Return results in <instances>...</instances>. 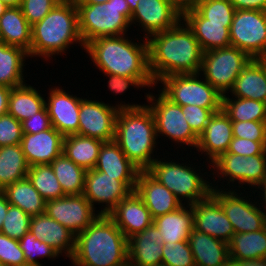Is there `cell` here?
Returning <instances> with one entry per match:
<instances>
[{"label": "cell", "mask_w": 266, "mask_h": 266, "mask_svg": "<svg viewBox=\"0 0 266 266\" xmlns=\"http://www.w3.org/2000/svg\"><path fill=\"white\" fill-rule=\"evenodd\" d=\"M147 43L148 67L155 84L174 74L200 73L204 51L183 19L171 29L150 35Z\"/></svg>", "instance_id": "1"}, {"label": "cell", "mask_w": 266, "mask_h": 266, "mask_svg": "<svg viewBox=\"0 0 266 266\" xmlns=\"http://www.w3.org/2000/svg\"><path fill=\"white\" fill-rule=\"evenodd\" d=\"M128 38L127 34L93 39L84 52L104 74L137 78L146 88L155 89L148 67L147 39L143 37V43H137Z\"/></svg>", "instance_id": "2"}, {"label": "cell", "mask_w": 266, "mask_h": 266, "mask_svg": "<svg viewBox=\"0 0 266 266\" xmlns=\"http://www.w3.org/2000/svg\"><path fill=\"white\" fill-rule=\"evenodd\" d=\"M73 266H127L128 239L109 215L100 214L75 236Z\"/></svg>", "instance_id": "3"}, {"label": "cell", "mask_w": 266, "mask_h": 266, "mask_svg": "<svg viewBox=\"0 0 266 266\" xmlns=\"http://www.w3.org/2000/svg\"><path fill=\"white\" fill-rule=\"evenodd\" d=\"M75 43L85 49L79 32L78 9L75 0H61L40 22L32 25L28 55L51 61L56 55L63 56Z\"/></svg>", "instance_id": "4"}, {"label": "cell", "mask_w": 266, "mask_h": 266, "mask_svg": "<svg viewBox=\"0 0 266 266\" xmlns=\"http://www.w3.org/2000/svg\"><path fill=\"white\" fill-rule=\"evenodd\" d=\"M156 124L152 111L145 104L132 109H119L116 118L115 141L127 158L141 171H146L157 159Z\"/></svg>", "instance_id": "5"}, {"label": "cell", "mask_w": 266, "mask_h": 266, "mask_svg": "<svg viewBox=\"0 0 266 266\" xmlns=\"http://www.w3.org/2000/svg\"><path fill=\"white\" fill-rule=\"evenodd\" d=\"M158 157L157 155V159L146 171L167 187L182 204L193 205L204 200L211 193V180L208 176L211 178L212 176L208 175L209 172H205V176L207 175L205 177L201 173V166L197 165L199 167L197 169L196 165L190 164L192 163L190 160H188L189 163L187 161L180 163L179 159L171 160L170 157V160L166 161V156L161 159Z\"/></svg>", "instance_id": "6"}, {"label": "cell", "mask_w": 266, "mask_h": 266, "mask_svg": "<svg viewBox=\"0 0 266 266\" xmlns=\"http://www.w3.org/2000/svg\"><path fill=\"white\" fill-rule=\"evenodd\" d=\"M76 6L79 32L84 45L100 37L126 35L131 29L132 12L126 0Z\"/></svg>", "instance_id": "7"}, {"label": "cell", "mask_w": 266, "mask_h": 266, "mask_svg": "<svg viewBox=\"0 0 266 266\" xmlns=\"http://www.w3.org/2000/svg\"><path fill=\"white\" fill-rule=\"evenodd\" d=\"M157 82L160 92L175 104L180 106L196 105L206 109H222V97L203 75L174 74Z\"/></svg>", "instance_id": "8"}, {"label": "cell", "mask_w": 266, "mask_h": 266, "mask_svg": "<svg viewBox=\"0 0 266 266\" xmlns=\"http://www.w3.org/2000/svg\"><path fill=\"white\" fill-rule=\"evenodd\" d=\"M251 60L237 47L213 49L204 52L200 74L220 94H229L236 78Z\"/></svg>", "instance_id": "9"}, {"label": "cell", "mask_w": 266, "mask_h": 266, "mask_svg": "<svg viewBox=\"0 0 266 266\" xmlns=\"http://www.w3.org/2000/svg\"><path fill=\"white\" fill-rule=\"evenodd\" d=\"M145 94L147 106L155 119L157 138H161L160 135L168 137L174 144H180L183 149H186L183 146L186 145L191 149L194 147L195 150L199 137L185 120L182 106L173 103L159 91L158 95L151 92Z\"/></svg>", "instance_id": "10"}, {"label": "cell", "mask_w": 266, "mask_h": 266, "mask_svg": "<svg viewBox=\"0 0 266 266\" xmlns=\"http://www.w3.org/2000/svg\"><path fill=\"white\" fill-rule=\"evenodd\" d=\"M117 102L118 104L114 106L104 101L83 97L79 110L78 135L92 137L103 142L115 140L116 118L119 109H132L145 105Z\"/></svg>", "instance_id": "11"}, {"label": "cell", "mask_w": 266, "mask_h": 266, "mask_svg": "<svg viewBox=\"0 0 266 266\" xmlns=\"http://www.w3.org/2000/svg\"><path fill=\"white\" fill-rule=\"evenodd\" d=\"M230 44L252 59L266 56V12L236 10L230 28Z\"/></svg>", "instance_id": "12"}, {"label": "cell", "mask_w": 266, "mask_h": 266, "mask_svg": "<svg viewBox=\"0 0 266 266\" xmlns=\"http://www.w3.org/2000/svg\"><path fill=\"white\" fill-rule=\"evenodd\" d=\"M236 189L223 190L212 188L211 194L218 200L228 220L232 223L235 234L255 232L266 226L265 215L259 208L258 201L250 200L251 193L247 197ZM248 198V199H247Z\"/></svg>", "instance_id": "13"}, {"label": "cell", "mask_w": 266, "mask_h": 266, "mask_svg": "<svg viewBox=\"0 0 266 266\" xmlns=\"http://www.w3.org/2000/svg\"><path fill=\"white\" fill-rule=\"evenodd\" d=\"M136 182H121L96 169L86 170L84 197L92 205H102L99 214L108 215L117 204L135 191ZM98 203V204H97Z\"/></svg>", "instance_id": "14"}, {"label": "cell", "mask_w": 266, "mask_h": 266, "mask_svg": "<svg viewBox=\"0 0 266 266\" xmlns=\"http://www.w3.org/2000/svg\"><path fill=\"white\" fill-rule=\"evenodd\" d=\"M45 213L75 236L84 231L100 215L83 194L65 195L46 201Z\"/></svg>", "instance_id": "15"}, {"label": "cell", "mask_w": 266, "mask_h": 266, "mask_svg": "<svg viewBox=\"0 0 266 266\" xmlns=\"http://www.w3.org/2000/svg\"><path fill=\"white\" fill-rule=\"evenodd\" d=\"M180 20L182 11L168 0H138L130 24L142 27L143 37L147 39L150 35L171 29Z\"/></svg>", "instance_id": "16"}, {"label": "cell", "mask_w": 266, "mask_h": 266, "mask_svg": "<svg viewBox=\"0 0 266 266\" xmlns=\"http://www.w3.org/2000/svg\"><path fill=\"white\" fill-rule=\"evenodd\" d=\"M63 87H50L48 97L45 100L52 127L64 137L78 134L79 110L82 97L66 92Z\"/></svg>", "instance_id": "17"}, {"label": "cell", "mask_w": 266, "mask_h": 266, "mask_svg": "<svg viewBox=\"0 0 266 266\" xmlns=\"http://www.w3.org/2000/svg\"><path fill=\"white\" fill-rule=\"evenodd\" d=\"M193 229L229 243L235 234L218 200L210 193L204 200L191 205Z\"/></svg>", "instance_id": "18"}, {"label": "cell", "mask_w": 266, "mask_h": 266, "mask_svg": "<svg viewBox=\"0 0 266 266\" xmlns=\"http://www.w3.org/2000/svg\"><path fill=\"white\" fill-rule=\"evenodd\" d=\"M233 139L232 121L221 109L215 112L199 136L196 151L206 155L209 165L220 155L227 152L229 144Z\"/></svg>", "instance_id": "19"}, {"label": "cell", "mask_w": 266, "mask_h": 266, "mask_svg": "<svg viewBox=\"0 0 266 266\" xmlns=\"http://www.w3.org/2000/svg\"><path fill=\"white\" fill-rule=\"evenodd\" d=\"M63 138L54 127L36 134L23 133L21 147L28 165L50 164L62 154Z\"/></svg>", "instance_id": "20"}, {"label": "cell", "mask_w": 266, "mask_h": 266, "mask_svg": "<svg viewBox=\"0 0 266 266\" xmlns=\"http://www.w3.org/2000/svg\"><path fill=\"white\" fill-rule=\"evenodd\" d=\"M135 192L143 200L153 219L175 211L183 205L167 187L160 184L147 171L139 172Z\"/></svg>", "instance_id": "21"}, {"label": "cell", "mask_w": 266, "mask_h": 266, "mask_svg": "<svg viewBox=\"0 0 266 266\" xmlns=\"http://www.w3.org/2000/svg\"><path fill=\"white\" fill-rule=\"evenodd\" d=\"M128 239L153 224L150 211L134 191L108 214Z\"/></svg>", "instance_id": "22"}, {"label": "cell", "mask_w": 266, "mask_h": 266, "mask_svg": "<svg viewBox=\"0 0 266 266\" xmlns=\"http://www.w3.org/2000/svg\"><path fill=\"white\" fill-rule=\"evenodd\" d=\"M163 247V237L157 226L152 224L128 238V265H161Z\"/></svg>", "instance_id": "23"}, {"label": "cell", "mask_w": 266, "mask_h": 266, "mask_svg": "<svg viewBox=\"0 0 266 266\" xmlns=\"http://www.w3.org/2000/svg\"><path fill=\"white\" fill-rule=\"evenodd\" d=\"M29 232L50 245L60 256L65 255L69 260L72 258L75 235L46 213L31 216Z\"/></svg>", "instance_id": "24"}, {"label": "cell", "mask_w": 266, "mask_h": 266, "mask_svg": "<svg viewBox=\"0 0 266 266\" xmlns=\"http://www.w3.org/2000/svg\"><path fill=\"white\" fill-rule=\"evenodd\" d=\"M182 19L192 29L204 52L231 46L230 29L225 24L206 23V19L194 7L184 10Z\"/></svg>", "instance_id": "25"}, {"label": "cell", "mask_w": 266, "mask_h": 266, "mask_svg": "<svg viewBox=\"0 0 266 266\" xmlns=\"http://www.w3.org/2000/svg\"><path fill=\"white\" fill-rule=\"evenodd\" d=\"M94 169L117 177L121 182H137L141 171L127 158L115 140L102 143Z\"/></svg>", "instance_id": "26"}, {"label": "cell", "mask_w": 266, "mask_h": 266, "mask_svg": "<svg viewBox=\"0 0 266 266\" xmlns=\"http://www.w3.org/2000/svg\"><path fill=\"white\" fill-rule=\"evenodd\" d=\"M230 95L266 102V62L252 59L236 78Z\"/></svg>", "instance_id": "27"}, {"label": "cell", "mask_w": 266, "mask_h": 266, "mask_svg": "<svg viewBox=\"0 0 266 266\" xmlns=\"http://www.w3.org/2000/svg\"><path fill=\"white\" fill-rule=\"evenodd\" d=\"M188 243L195 266H223L230 259L228 243L197 230H192Z\"/></svg>", "instance_id": "28"}, {"label": "cell", "mask_w": 266, "mask_h": 266, "mask_svg": "<svg viewBox=\"0 0 266 266\" xmlns=\"http://www.w3.org/2000/svg\"><path fill=\"white\" fill-rule=\"evenodd\" d=\"M163 237V243L188 241L193 230V211L191 205H182L175 211L153 219Z\"/></svg>", "instance_id": "29"}, {"label": "cell", "mask_w": 266, "mask_h": 266, "mask_svg": "<svg viewBox=\"0 0 266 266\" xmlns=\"http://www.w3.org/2000/svg\"><path fill=\"white\" fill-rule=\"evenodd\" d=\"M31 28L20 7H8L0 17V41L29 53Z\"/></svg>", "instance_id": "30"}, {"label": "cell", "mask_w": 266, "mask_h": 266, "mask_svg": "<svg viewBox=\"0 0 266 266\" xmlns=\"http://www.w3.org/2000/svg\"><path fill=\"white\" fill-rule=\"evenodd\" d=\"M27 59V51L0 41V85L16 88L26 84L24 67Z\"/></svg>", "instance_id": "31"}, {"label": "cell", "mask_w": 266, "mask_h": 266, "mask_svg": "<svg viewBox=\"0 0 266 266\" xmlns=\"http://www.w3.org/2000/svg\"><path fill=\"white\" fill-rule=\"evenodd\" d=\"M103 141L78 134L63 138L62 153L85 170L94 169Z\"/></svg>", "instance_id": "32"}, {"label": "cell", "mask_w": 266, "mask_h": 266, "mask_svg": "<svg viewBox=\"0 0 266 266\" xmlns=\"http://www.w3.org/2000/svg\"><path fill=\"white\" fill-rule=\"evenodd\" d=\"M45 107L40 90L30 84L12 88L9 95L8 114L22 122Z\"/></svg>", "instance_id": "33"}, {"label": "cell", "mask_w": 266, "mask_h": 266, "mask_svg": "<svg viewBox=\"0 0 266 266\" xmlns=\"http://www.w3.org/2000/svg\"><path fill=\"white\" fill-rule=\"evenodd\" d=\"M1 192L11 205L19 207L30 216L45 213L46 201L27 177L8 185Z\"/></svg>", "instance_id": "34"}, {"label": "cell", "mask_w": 266, "mask_h": 266, "mask_svg": "<svg viewBox=\"0 0 266 266\" xmlns=\"http://www.w3.org/2000/svg\"><path fill=\"white\" fill-rule=\"evenodd\" d=\"M228 246L230 258L236 261L266 258V226L259 231L234 234Z\"/></svg>", "instance_id": "35"}, {"label": "cell", "mask_w": 266, "mask_h": 266, "mask_svg": "<svg viewBox=\"0 0 266 266\" xmlns=\"http://www.w3.org/2000/svg\"><path fill=\"white\" fill-rule=\"evenodd\" d=\"M211 169L210 170V175H215L217 178L219 177L220 182L222 185L218 186L219 179L216 181V177L213 176L212 182H211V187L212 188H217V189H223L225 186H229L228 188H225V190H233V188L238 187V190L240 191L239 188H244L243 187V166H244V156L238 155V154H233V153H224L220 155L215 161H213L211 164ZM212 172V173H211ZM218 175V176H217ZM227 181V184L224 186V182ZM238 181V182H237ZM236 182L235 185L238 184V186H235L234 183ZM217 183V185H215ZM230 183L232 185H230ZM214 184V185H213ZM241 185V186H240ZM234 186V187H231ZM223 187V188H222ZM231 187V189H230Z\"/></svg>", "instance_id": "36"}, {"label": "cell", "mask_w": 266, "mask_h": 266, "mask_svg": "<svg viewBox=\"0 0 266 266\" xmlns=\"http://www.w3.org/2000/svg\"><path fill=\"white\" fill-rule=\"evenodd\" d=\"M29 167L21 144L0 147V191L27 177Z\"/></svg>", "instance_id": "37"}, {"label": "cell", "mask_w": 266, "mask_h": 266, "mask_svg": "<svg viewBox=\"0 0 266 266\" xmlns=\"http://www.w3.org/2000/svg\"><path fill=\"white\" fill-rule=\"evenodd\" d=\"M50 164L65 195L83 194L86 173L83 167L76 165L63 153Z\"/></svg>", "instance_id": "38"}, {"label": "cell", "mask_w": 266, "mask_h": 266, "mask_svg": "<svg viewBox=\"0 0 266 266\" xmlns=\"http://www.w3.org/2000/svg\"><path fill=\"white\" fill-rule=\"evenodd\" d=\"M222 97V109L231 121L266 122V103L247 98Z\"/></svg>", "instance_id": "39"}, {"label": "cell", "mask_w": 266, "mask_h": 266, "mask_svg": "<svg viewBox=\"0 0 266 266\" xmlns=\"http://www.w3.org/2000/svg\"><path fill=\"white\" fill-rule=\"evenodd\" d=\"M27 178L45 201L65 196L51 164L30 166Z\"/></svg>", "instance_id": "40"}, {"label": "cell", "mask_w": 266, "mask_h": 266, "mask_svg": "<svg viewBox=\"0 0 266 266\" xmlns=\"http://www.w3.org/2000/svg\"><path fill=\"white\" fill-rule=\"evenodd\" d=\"M193 7L206 19V23L225 24V27L231 28L236 9L228 0H196Z\"/></svg>", "instance_id": "41"}, {"label": "cell", "mask_w": 266, "mask_h": 266, "mask_svg": "<svg viewBox=\"0 0 266 266\" xmlns=\"http://www.w3.org/2000/svg\"><path fill=\"white\" fill-rule=\"evenodd\" d=\"M20 248L23 250L26 264L43 266L38 258H48L55 260L60 255L50 245L37 239L32 233L28 232L19 240ZM38 257V258H37ZM50 258V259H49Z\"/></svg>", "instance_id": "42"}, {"label": "cell", "mask_w": 266, "mask_h": 266, "mask_svg": "<svg viewBox=\"0 0 266 266\" xmlns=\"http://www.w3.org/2000/svg\"><path fill=\"white\" fill-rule=\"evenodd\" d=\"M30 219L29 214L10 204L0 232L12 239L20 240L29 232Z\"/></svg>", "instance_id": "43"}, {"label": "cell", "mask_w": 266, "mask_h": 266, "mask_svg": "<svg viewBox=\"0 0 266 266\" xmlns=\"http://www.w3.org/2000/svg\"><path fill=\"white\" fill-rule=\"evenodd\" d=\"M162 264L166 266H195L188 241L163 243Z\"/></svg>", "instance_id": "44"}, {"label": "cell", "mask_w": 266, "mask_h": 266, "mask_svg": "<svg viewBox=\"0 0 266 266\" xmlns=\"http://www.w3.org/2000/svg\"><path fill=\"white\" fill-rule=\"evenodd\" d=\"M265 179L266 154L244 157L243 185H247L249 189L254 190Z\"/></svg>", "instance_id": "45"}, {"label": "cell", "mask_w": 266, "mask_h": 266, "mask_svg": "<svg viewBox=\"0 0 266 266\" xmlns=\"http://www.w3.org/2000/svg\"><path fill=\"white\" fill-rule=\"evenodd\" d=\"M0 263L5 266H26L19 240L12 239L0 232Z\"/></svg>", "instance_id": "46"}, {"label": "cell", "mask_w": 266, "mask_h": 266, "mask_svg": "<svg viewBox=\"0 0 266 266\" xmlns=\"http://www.w3.org/2000/svg\"><path fill=\"white\" fill-rule=\"evenodd\" d=\"M184 118L192 131L199 137L205 130L211 116L221 109H206L196 105L182 106Z\"/></svg>", "instance_id": "47"}, {"label": "cell", "mask_w": 266, "mask_h": 266, "mask_svg": "<svg viewBox=\"0 0 266 266\" xmlns=\"http://www.w3.org/2000/svg\"><path fill=\"white\" fill-rule=\"evenodd\" d=\"M61 0H22L21 10L32 26L40 22Z\"/></svg>", "instance_id": "48"}, {"label": "cell", "mask_w": 266, "mask_h": 266, "mask_svg": "<svg viewBox=\"0 0 266 266\" xmlns=\"http://www.w3.org/2000/svg\"><path fill=\"white\" fill-rule=\"evenodd\" d=\"M22 138L21 122L8 113L0 116V147L21 144Z\"/></svg>", "instance_id": "49"}, {"label": "cell", "mask_w": 266, "mask_h": 266, "mask_svg": "<svg viewBox=\"0 0 266 266\" xmlns=\"http://www.w3.org/2000/svg\"><path fill=\"white\" fill-rule=\"evenodd\" d=\"M233 137L266 142V122L232 121Z\"/></svg>", "instance_id": "50"}, {"label": "cell", "mask_w": 266, "mask_h": 266, "mask_svg": "<svg viewBox=\"0 0 266 266\" xmlns=\"http://www.w3.org/2000/svg\"><path fill=\"white\" fill-rule=\"evenodd\" d=\"M227 152L244 157L266 154V142H257L250 139L233 137Z\"/></svg>", "instance_id": "51"}, {"label": "cell", "mask_w": 266, "mask_h": 266, "mask_svg": "<svg viewBox=\"0 0 266 266\" xmlns=\"http://www.w3.org/2000/svg\"><path fill=\"white\" fill-rule=\"evenodd\" d=\"M23 133L36 134L41 131L52 128L51 119L49 117L46 106L36 114L30 116L21 122Z\"/></svg>", "instance_id": "52"}, {"label": "cell", "mask_w": 266, "mask_h": 266, "mask_svg": "<svg viewBox=\"0 0 266 266\" xmlns=\"http://www.w3.org/2000/svg\"><path fill=\"white\" fill-rule=\"evenodd\" d=\"M104 76H107L106 78H109L107 81L108 83V88L110 89L113 94L115 93V96L117 94H124L125 91L128 89L130 90L131 86L135 88H140L145 86L137 79V78H130V77H125V76H119V75H114V74H104Z\"/></svg>", "instance_id": "53"}, {"label": "cell", "mask_w": 266, "mask_h": 266, "mask_svg": "<svg viewBox=\"0 0 266 266\" xmlns=\"http://www.w3.org/2000/svg\"><path fill=\"white\" fill-rule=\"evenodd\" d=\"M236 10H259L266 12V0H228Z\"/></svg>", "instance_id": "54"}, {"label": "cell", "mask_w": 266, "mask_h": 266, "mask_svg": "<svg viewBox=\"0 0 266 266\" xmlns=\"http://www.w3.org/2000/svg\"><path fill=\"white\" fill-rule=\"evenodd\" d=\"M12 88L0 85V116L8 113L9 95Z\"/></svg>", "instance_id": "55"}, {"label": "cell", "mask_w": 266, "mask_h": 266, "mask_svg": "<svg viewBox=\"0 0 266 266\" xmlns=\"http://www.w3.org/2000/svg\"><path fill=\"white\" fill-rule=\"evenodd\" d=\"M256 189H258L260 191H258ZM256 191L259 192V194H257L259 196L258 198H260V199L262 198L261 200H257V201H258V204H259V208L261 209V211L265 215V219H266V179L261 184H259L255 188V190L252 191L253 192L252 194H254V198H255V192ZM260 195H261V197H260ZM262 200H263V202H262ZM262 208H263V210H262Z\"/></svg>", "instance_id": "56"}, {"label": "cell", "mask_w": 266, "mask_h": 266, "mask_svg": "<svg viewBox=\"0 0 266 266\" xmlns=\"http://www.w3.org/2000/svg\"><path fill=\"white\" fill-rule=\"evenodd\" d=\"M10 203L8 202L7 197L0 191V231L2 229L3 220L7 214V210Z\"/></svg>", "instance_id": "57"}, {"label": "cell", "mask_w": 266, "mask_h": 266, "mask_svg": "<svg viewBox=\"0 0 266 266\" xmlns=\"http://www.w3.org/2000/svg\"><path fill=\"white\" fill-rule=\"evenodd\" d=\"M172 2L182 12L186 9L192 8L196 0H168Z\"/></svg>", "instance_id": "58"}, {"label": "cell", "mask_w": 266, "mask_h": 266, "mask_svg": "<svg viewBox=\"0 0 266 266\" xmlns=\"http://www.w3.org/2000/svg\"><path fill=\"white\" fill-rule=\"evenodd\" d=\"M245 266H266V258L241 261Z\"/></svg>", "instance_id": "59"}, {"label": "cell", "mask_w": 266, "mask_h": 266, "mask_svg": "<svg viewBox=\"0 0 266 266\" xmlns=\"http://www.w3.org/2000/svg\"><path fill=\"white\" fill-rule=\"evenodd\" d=\"M8 7H20L22 0H0Z\"/></svg>", "instance_id": "60"}, {"label": "cell", "mask_w": 266, "mask_h": 266, "mask_svg": "<svg viewBox=\"0 0 266 266\" xmlns=\"http://www.w3.org/2000/svg\"><path fill=\"white\" fill-rule=\"evenodd\" d=\"M109 0H75L76 4H98V3H105Z\"/></svg>", "instance_id": "61"}, {"label": "cell", "mask_w": 266, "mask_h": 266, "mask_svg": "<svg viewBox=\"0 0 266 266\" xmlns=\"http://www.w3.org/2000/svg\"><path fill=\"white\" fill-rule=\"evenodd\" d=\"M223 266H245L241 261L229 259Z\"/></svg>", "instance_id": "62"}, {"label": "cell", "mask_w": 266, "mask_h": 266, "mask_svg": "<svg viewBox=\"0 0 266 266\" xmlns=\"http://www.w3.org/2000/svg\"><path fill=\"white\" fill-rule=\"evenodd\" d=\"M126 1L128 3L129 8H130V11L133 12L138 5V0H126Z\"/></svg>", "instance_id": "63"}, {"label": "cell", "mask_w": 266, "mask_h": 266, "mask_svg": "<svg viewBox=\"0 0 266 266\" xmlns=\"http://www.w3.org/2000/svg\"><path fill=\"white\" fill-rule=\"evenodd\" d=\"M8 8L7 5H5L2 1H0V17L5 12V10Z\"/></svg>", "instance_id": "64"}]
</instances>
